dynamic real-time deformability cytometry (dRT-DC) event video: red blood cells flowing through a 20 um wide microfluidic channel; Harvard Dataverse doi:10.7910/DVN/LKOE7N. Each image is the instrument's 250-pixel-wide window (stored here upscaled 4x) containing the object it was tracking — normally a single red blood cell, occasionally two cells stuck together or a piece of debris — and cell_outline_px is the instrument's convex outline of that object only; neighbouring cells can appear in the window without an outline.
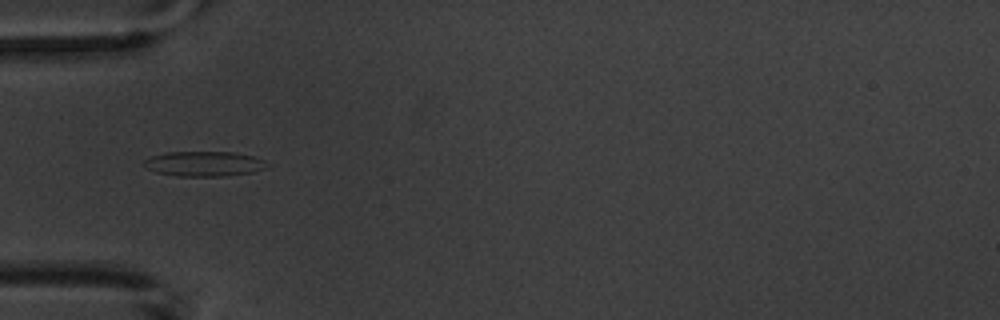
{"species": "common noctule bat (a hibernating species)", "species_latin": "Nyctalus noctula", "temperature_condition": "warm", "stored_images_in_passage": 14, "camera_frame_rate_fps": 3000, "um_per_image_px": 0.085, "animal": {"sex": "male", "body_mass_g": 20.1, "forearm_length_mm": 53.5}, "frame": {"image": 1, "passage_image": 5, "time_ms": 5.667, "image_size_px": [1000, 320], "cell_outline_px": [[272, 164], [252, 172], [224, 176], [176, 176], [156, 172], [148, 168], [144, 164], [144, 160], [152, 156], [168, 152], [232, 152], [256, 156]], "centroid_in_image_um": [17.39, 13.92], "position_along_channel_um": 67.6, "area_um2": 17.86}}
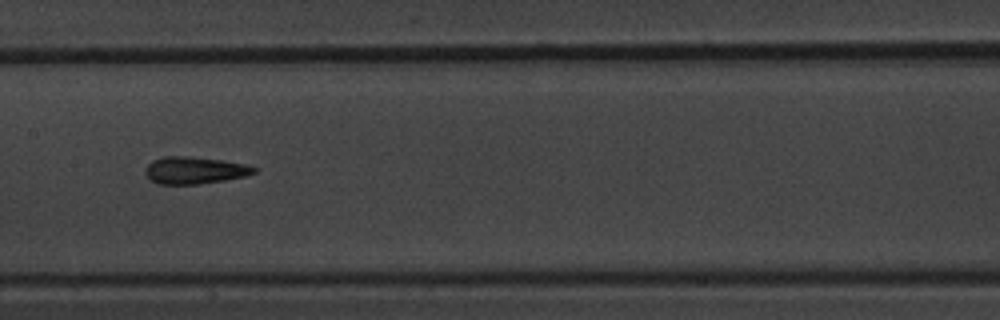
{"frame": {"image": 2, "passage_image": 8, "time_ms": 9.0, "image_size_px": [1000, 320], "cell_outline_px": [[256, 172], [244, 176], [224, 180], [200, 184], [156, 184], [144, 172], [148, 164], [152, 160], [164, 156], [184, 156], [224, 160], [248, 164], [256, 168]], "centroid_in_image_um": [16.54, 14.47], "position_along_channel_um": 190.9, "area_um2": 17.17}}
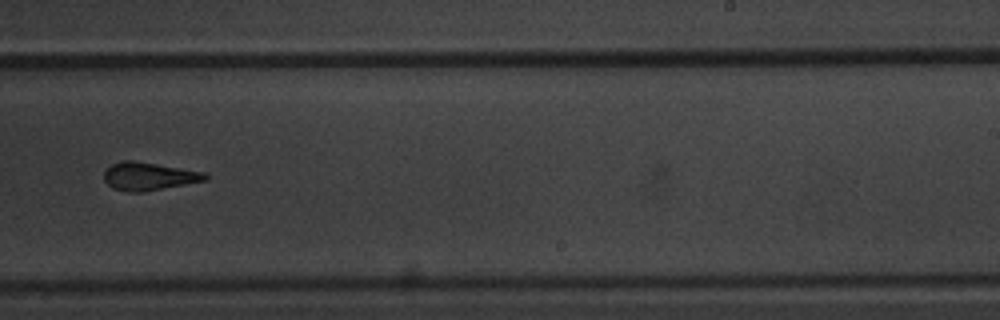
{"frame": {"image": 3, "passage_image": 10, "time_ms": 11.333, "image_size_px": [1000, 320], "cell_outline_px": [[208, 180], [144, 192], [128, 192], [112, 188], [104, 180], [104, 172], [112, 164], [124, 160], [132, 160], [204, 172], [208, 176]], "centroid_in_image_um": [12.64, 15.0], "position_along_channel_um": 276.4, "area_um2": 16.42}, "authors_computed_cell_mechanics": {"area_um2": 16.9932, "velocity_mm_per_s": 3.6777, "shape_relaxation_time_tau1_ms": 7.1639, "shape_relaxation_time_tau2_ms": 2.8932, "deformation_change_tau1": 0.1887, "deformation_change_tau2": 0.0894}}